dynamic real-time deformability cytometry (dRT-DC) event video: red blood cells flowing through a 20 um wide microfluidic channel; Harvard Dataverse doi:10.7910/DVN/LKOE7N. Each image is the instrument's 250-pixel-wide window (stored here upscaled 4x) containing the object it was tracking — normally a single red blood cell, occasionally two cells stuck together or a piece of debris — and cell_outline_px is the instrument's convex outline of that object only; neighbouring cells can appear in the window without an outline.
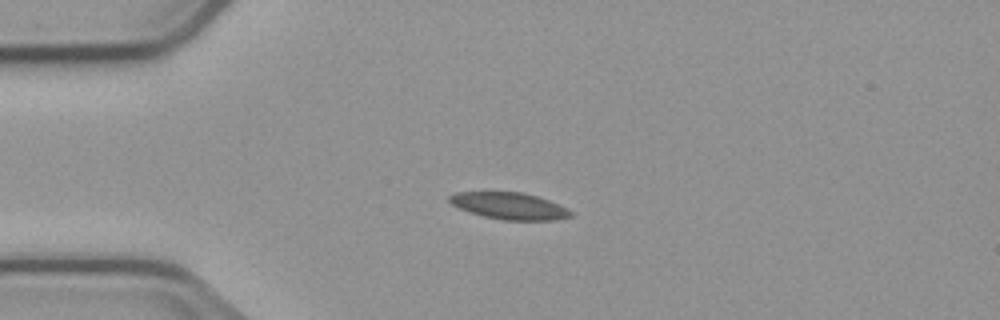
{"species": "common noctule bat (a hibernating species)", "species_latin": "Nyctalus noctula", "temperature_condition": "cold", "stored_images_in_passage": 1, "camera_frame_rate_fps": 3000, "um_per_image_px": 0.085, "animal": {"sex": "male", "body_mass_g": 23.1, "forearm_length_mm": 52.7}, "frame": {"image": 1, "passage_image": 1, "time_ms": 0.0, "image_size_px": [1000, 320], "cell_outline_px": [[572, 216], [556, 220], [504, 220], [484, 216], [460, 208], [452, 204], [448, 200], [448, 196], [456, 192], [524, 192], [548, 200], [572, 212]], "centroid_in_image_um": [43.28, 17.5], "position_along_channel_um": 41.7, "area_um2": 18.61}}